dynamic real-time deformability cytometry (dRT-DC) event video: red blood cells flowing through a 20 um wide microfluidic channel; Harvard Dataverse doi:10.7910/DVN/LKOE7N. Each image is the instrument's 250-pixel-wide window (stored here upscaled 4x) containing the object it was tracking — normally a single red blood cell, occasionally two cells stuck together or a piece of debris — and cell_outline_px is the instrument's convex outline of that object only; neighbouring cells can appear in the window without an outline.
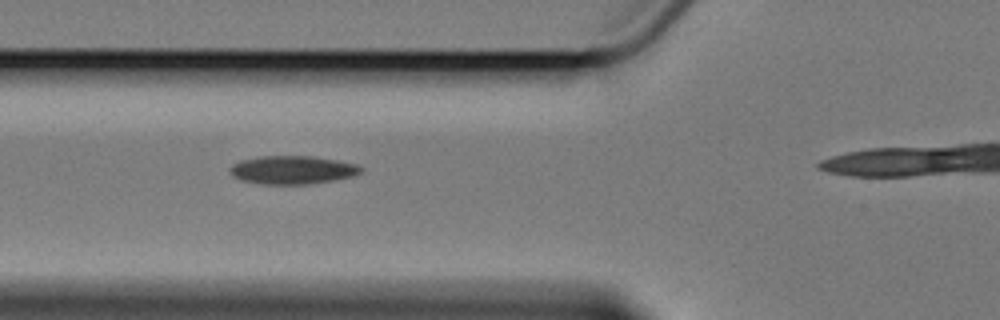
{"species": "Egyptian fruit bat (a non-hibernating species)", "species_latin": "Rousettus aegyptiacus", "temperature_condition": "cold", "stored_images_in_passage": 7, "camera_frame_rate_fps": 3000, "um_per_image_px": 0.085, "animal": {"sex": "female"}, "frame": {"image": 1, "passage_image": 5, "time_ms": 5.667, "image_size_px": [1000, 320], "cell_outline_px": [[364, 168], [360, 172], [352, 176], [312, 184], [260, 184], [240, 180], [232, 176], [232, 164], [240, 160], [260, 156], [312, 156], [336, 160], [356, 164]], "centroid_in_image_um": [24.85, 14.44], "position_along_channel_um": 101.0, "area_um2": 21.5}}
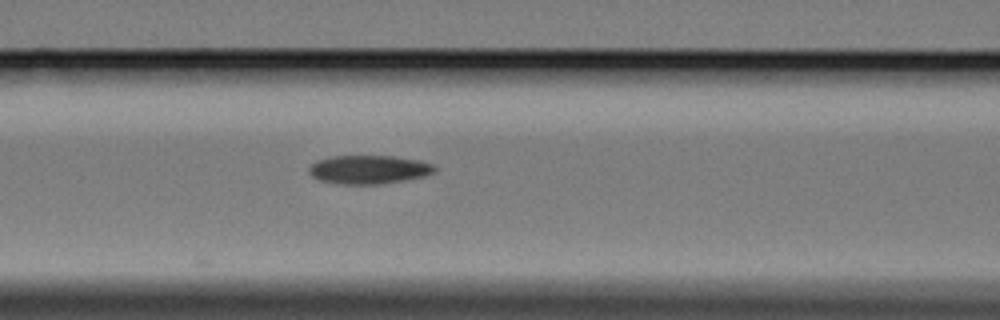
{"frame": {"image": 2, "passage_image": 6, "time_ms": 6.667, "image_size_px": [1000, 320], "cell_outline_px": [[436, 172], [424, 176], [404, 180], [380, 184], [336, 184], [320, 180], [312, 176], [308, 172], [308, 168], [316, 160], [332, 156], [392, 156], [420, 160], [432, 164], [436, 168]], "centroid_in_image_um": [31.34, 14.41], "position_along_channel_um": 135.3, "area_um2": 21.04}}